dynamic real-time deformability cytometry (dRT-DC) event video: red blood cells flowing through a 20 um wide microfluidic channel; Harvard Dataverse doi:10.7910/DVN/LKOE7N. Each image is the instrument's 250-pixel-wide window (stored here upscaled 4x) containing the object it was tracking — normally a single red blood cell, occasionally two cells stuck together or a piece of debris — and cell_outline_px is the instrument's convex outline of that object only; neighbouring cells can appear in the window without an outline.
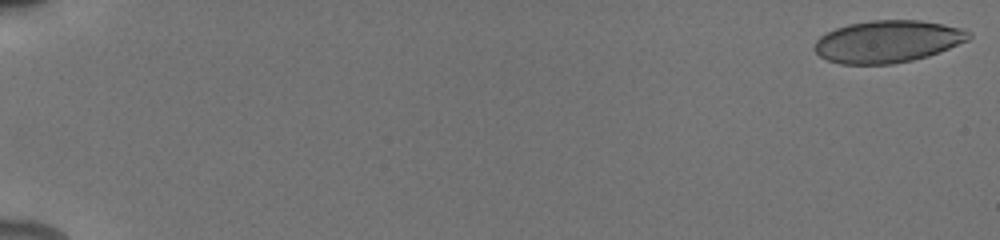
{"species": "human", "species_latin": "Homo sapiens", "temperature_condition": "cold", "stored_images_in_passage": 47, "camera_frame_rate_fps": 3000, "um_per_image_px": 0.085, "donor": {"sex": "male"}, "frame": {"image": 1, "passage_image": 1, "time_ms": 0.0, "image_size_px": [1000, 240], "cell_outline_px": [[972, 36], [968, 40], [928, 56], [912, 60], [892, 64], [840, 64], [828, 60], [820, 56], [812, 48], [816, 40], [820, 36], [836, 28], [848, 24], [872, 20], [920, 20], [944, 24], [964, 28], [972, 32]], "centroid_in_image_um": [75.46, 3.52], "position_along_channel_um": 9.5, "area_um2": 38.03}}
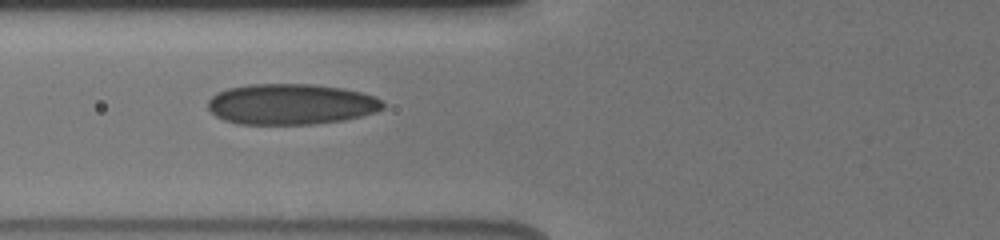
{"frame": {"image": 2, "passage_image": 13, "time_ms": 7.333, "image_size_px": [1000, 240], "cell_outline_px": [[384, 108], [376, 112], [344, 120], [312, 124], [236, 124], [224, 120], [216, 116], [208, 108], [208, 100], [216, 92], [228, 88], [248, 84], [312, 84], [340, 88], [360, 92], [372, 96], [380, 100], [384, 104]], "centroid_in_image_um": [24.69, 8.86], "position_along_channel_um": 101.1, "area_um2": 41.56}}
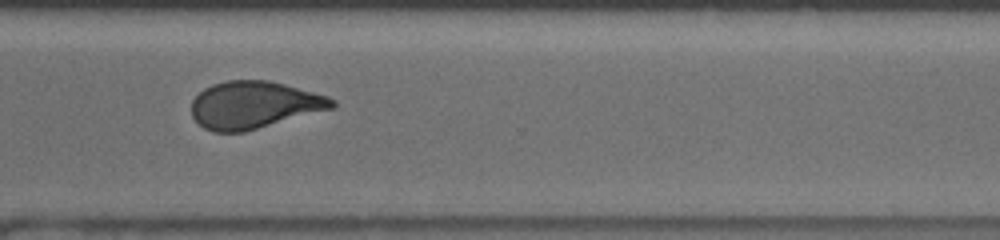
{"frame": {"image": 3, "passage_image": 29, "time_ms": 13.667, "image_size_px": [1000, 240], "cell_outline_px": [[336, 104], [332, 108], [244, 132], [212, 132], [204, 128], [192, 116], [192, 100], [204, 88], [212, 84], [228, 80], [268, 80], [284, 84], [328, 96], [336, 100]], "centroid_in_image_um": [21.57, 8.91], "position_along_channel_um": 349.0, "area_um2": 38.49}, "authors_computed_cell_mechanics": {"area_um2": 38.8994, "velocity_mm_per_s": 3.9128, "shape_relaxation_time_tau1_ms": 7.9679, "shape_relaxation_time_tau2_ms": 1.1156, "deformation_change_tau1": 0.1814, "deformation_change_tau2": 0.0565}}